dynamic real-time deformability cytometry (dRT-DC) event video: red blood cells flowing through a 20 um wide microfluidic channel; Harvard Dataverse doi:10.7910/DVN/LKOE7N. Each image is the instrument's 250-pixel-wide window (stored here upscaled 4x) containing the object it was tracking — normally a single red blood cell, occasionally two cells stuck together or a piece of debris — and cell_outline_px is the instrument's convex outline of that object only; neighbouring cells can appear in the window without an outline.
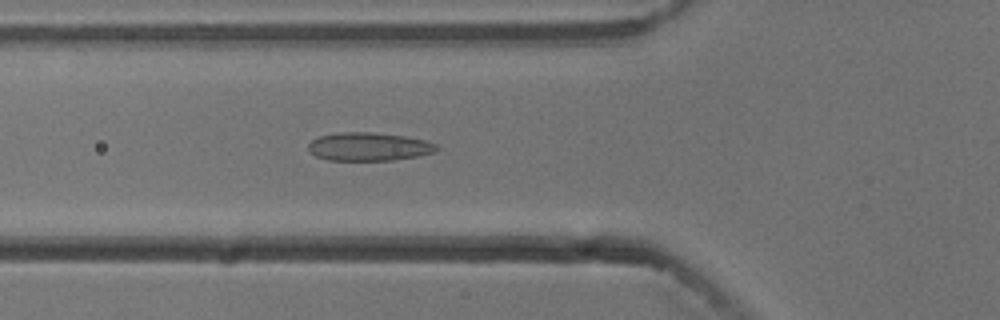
{"species": "common noctule bat (a hibernating species)", "species_latin": "Nyctalus noctula", "temperature_condition": "cold", "stored_images_in_passage": 47, "camera_frame_rate_fps": 3000, "um_per_image_px": 0.085, "animal": {"sex": "male", "body_mass_g": 13.3}, "frame": {"image": 1, "passage_image": 12, "time_ms": 3.667, "image_size_px": [1000, 320], "cell_outline_px": [[440, 148], [432, 152], [416, 156], [392, 160], [328, 160], [316, 156], [308, 148], [308, 144], [312, 140], [320, 136], [340, 132], [372, 132], [404, 136], [428, 140], [436, 144]], "centroid_in_image_um": [31.36, 12.46], "position_along_channel_um": 94.4, "area_um2": 21.04}}
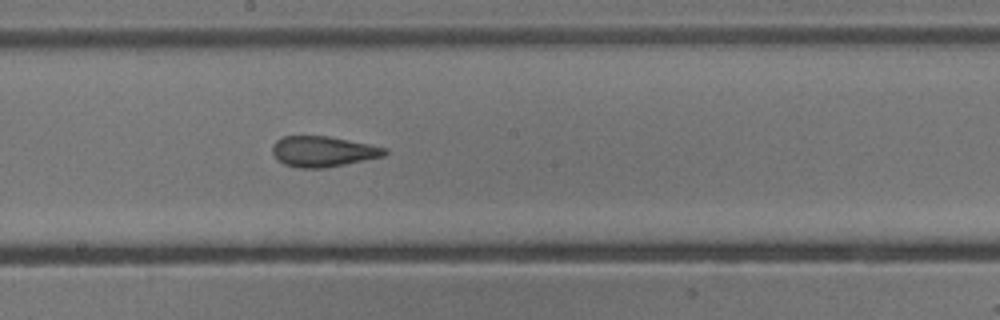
{"frame": {"image": 2, "passage_image": 22, "time_ms": 7.0, "image_size_px": [1000, 320], "cell_outline_px": [[388, 152], [384, 156], [324, 168], [300, 168], [284, 164], [276, 160], [272, 152], [272, 144], [276, 140], [284, 136], [328, 136], [388, 148]], "centroid_in_image_um": [27.42, 12.87], "position_along_channel_um": 220.8, "area_um2": 20.0}}
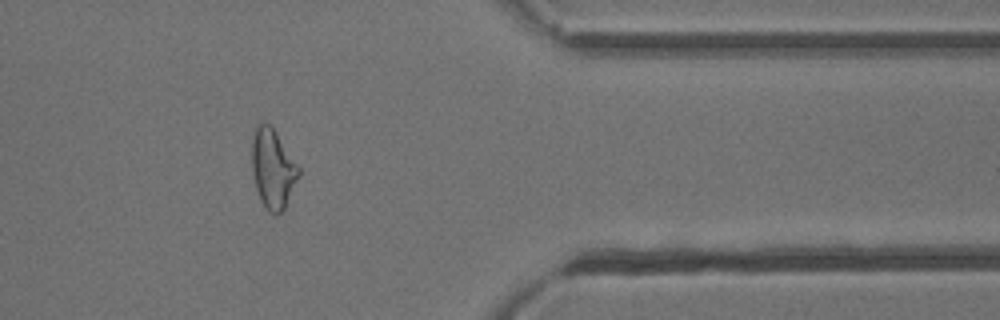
{"frame": {"image": 3, "passage_image": 37, "time_ms": 12.0, "image_size_px": [1000, 320], "cell_outline_px": [[300, 176], [284, 208], [276, 216], [268, 212], [260, 200], [256, 188], [252, 172], [252, 136], [256, 124], [268, 124], [276, 132], [300, 168]], "centroid_in_image_um": [23.18, 14.36], "position_along_channel_um": 388.2, "area_um2": 21.62}, "authors_computed_cell_mechanics": {"area_um2": 21.5016, "velocity_mm_per_s": 3.7571, "shape_relaxation_time_tau1_ms": null, "shape_relaxation_time_tau2_ms": 2.2405, "deformation_change_tau1": null, "deformation_change_tau2": 0.0934}}